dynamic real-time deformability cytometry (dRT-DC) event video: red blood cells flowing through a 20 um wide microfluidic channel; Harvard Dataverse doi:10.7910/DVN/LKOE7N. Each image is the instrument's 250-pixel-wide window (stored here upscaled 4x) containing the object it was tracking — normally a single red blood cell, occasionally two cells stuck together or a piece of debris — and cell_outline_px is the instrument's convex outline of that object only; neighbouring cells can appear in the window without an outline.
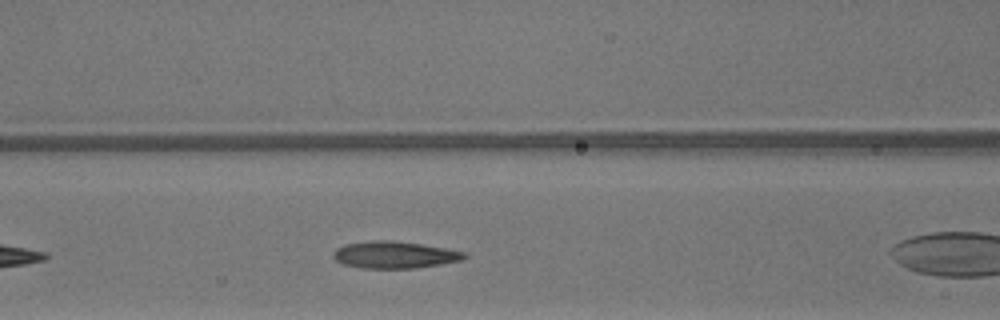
{"species": "common noctule bat (a hibernating species)", "species_latin": "Nyctalus noctula", "temperature_condition": "warm", "stored_images_in_passage": 22, "camera_frame_rate_fps": 3000, "um_per_image_px": 0.085, "animal": {"sex": "male", "body_mass_g": 13.3}, "frame": {"image": 1, "passage_image": 4, "time_ms": 1.0, "image_size_px": [1000, 320], "cell_outline_px": [[468, 256], [464, 260], [416, 268], [360, 268], [344, 264], [336, 260], [332, 256], [332, 252], [336, 248], [344, 244], [372, 240], [392, 240], [420, 244], [468, 252]], "centroid_in_image_um": [33.54, 21.65], "position_along_channel_um": 133.1, "area_um2": 20.75}}
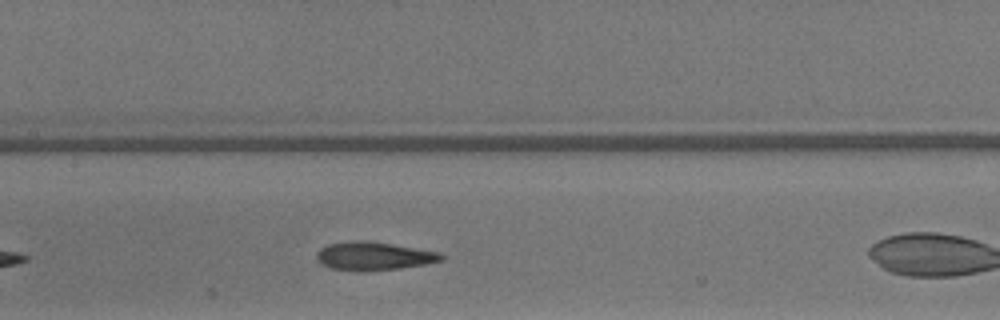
{"frame": {"image": 2, "passage_image": 7, "time_ms": 2.0, "image_size_px": [1000, 320], "cell_outline_px": [[444, 260], [424, 264], [400, 268], [332, 268], [320, 264], [316, 260], [316, 252], [320, 248], [328, 244], [392, 244], [440, 252], [444, 256]], "centroid_in_image_um": [31.84, 21.77], "position_along_channel_um": 175.6, "area_um2": 18.67}}
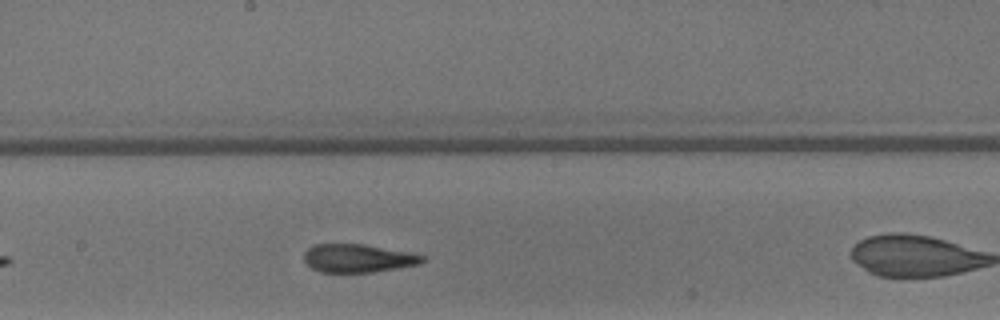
{"frame": {"image": 3, "passage_image": 10, "time_ms": 3.0, "image_size_px": [1000, 320], "cell_outline_px": [[428, 260], [420, 264], [372, 272], [320, 272], [304, 264], [304, 252], [312, 244], [364, 244], [412, 252], [424, 256]], "centroid_in_image_um": [30.43, 21.94], "position_along_channel_um": 217.8, "area_um2": 19.77}}